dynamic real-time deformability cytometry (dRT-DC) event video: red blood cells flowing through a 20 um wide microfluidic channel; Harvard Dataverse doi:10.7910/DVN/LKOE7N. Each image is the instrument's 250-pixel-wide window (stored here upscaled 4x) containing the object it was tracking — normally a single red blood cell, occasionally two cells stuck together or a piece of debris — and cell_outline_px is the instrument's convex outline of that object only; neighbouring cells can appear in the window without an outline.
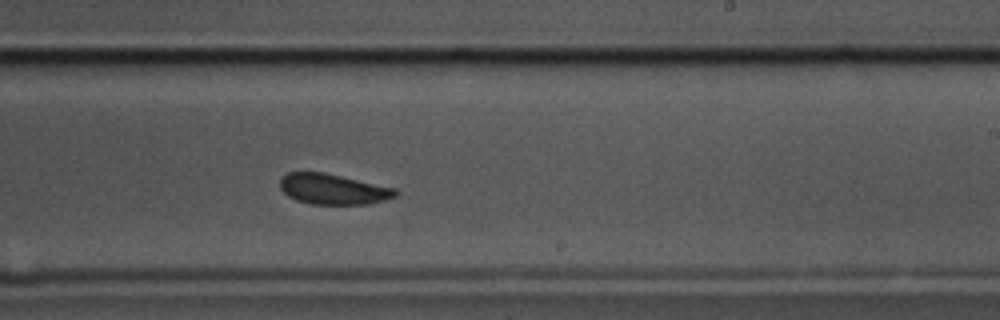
{"species": "common noctule bat (a hibernating species)", "species_latin": "Nyctalus noctula", "temperature_condition": "cold", "stored_images_in_passage": 42, "camera_frame_rate_fps": 3000, "um_per_image_px": 0.085, "animal": {"sex": "male", "body_mass_g": 17.5, "forearm_length_mm": 52.3}, "frame": {"image": 1, "passage_image": 30, "time_ms": 9.667, "image_size_px": [1000, 320], "cell_outline_px": [[400, 192], [396, 196], [384, 200], [368, 204], [312, 204], [296, 200], [288, 196], [280, 188], [280, 176], [288, 172], [324, 172], [396, 188]], "centroid_in_image_um": [28.31, 16.07], "position_along_channel_um": 260.7, "area_um2": 20.63}, "authors_computed_cell_mechanics": {"area_um2": 21.6461, "velocity_mm_per_s": 3.4366, "shape_relaxation_time_tau1_ms": 2.5122, "shape_relaxation_time_tau2_ms": 1.9584, "deformation_change_tau1": 0.0617, "deformation_change_tau2": 0.0542}}